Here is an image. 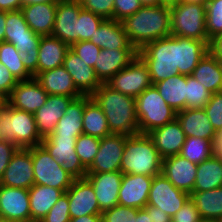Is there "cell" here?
Returning <instances> with one entry per match:
<instances>
[{"instance_id":"6da1fadb","label":"cell","mask_w":222,"mask_h":222,"mask_svg":"<svg viewBox=\"0 0 222 222\" xmlns=\"http://www.w3.org/2000/svg\"><path fill=\"white\" fill-rule=\"evenodd\" d=\"M129 42L138 51L146 44L171 35L170 8L159 5L142 6L121 21Z\"/></svg>"},{"instance_id":"7a4b0ae2","label":"cell","mask_w":222,"mask_h":222,"mask_svg":"<svg viewBox=\"0 0 222 222\" xmlns=\"http://www.w3.org/2000/svg\"><path fill=\"white\" fill-rule=\"evenodd\" d=\"M106 116L111 134H139L136 99L113 90L106 83L91 95Z\"/></svg>"},{"instance_id":"3957f363","label":"cell","mask_w":222,"mask_h":222,"mask_svg":"<svg viewBox=\"0 0 222 222\" xmlns=\"http://www.w3.org/2000/svg\"><path fill=\"white\" fill-rule=\"evenodd\" d=\"M162 161L149 135L139 133L126 138L120 171L154 177L161 174Z\"/></svg>"},{"instance_id":"277c9868","label":"cell","mask_w":222,"mask_h":222,"mask_svg":"<svg viewBox=\"0 0 222 222\" xmlns=\"http://www.w3.org/2000/svg\"><path fill=\"white\" fill-rule=\"evenodd\" d=\"M5 28V42L14 45L20 53L24 67L35 78L38 75V45L41 35L29 28L21 10L6 11Z\"/></svg>"},{"instance_id":"5b68a950","label":"cell","mask_w":222,"mask_h":222,"mask_svg":"<svg viewBox=\"0 0 222 222\" xmlns=\"http://www.w3.org/2000/svg\"><path fill=\"white\" fill-rule=\"evenodd\" d=\"M138 56L147 65L152 84L178 75V36L170 35L146 44Z\"/></svg>"},{"instance_id":"8992f818","label":"cell","mask_w":222,"mask_h":222,"mask_svg":"<svg viewBox=\"0 0 222 222\" xmlns=\"http://www.w3.org/2000/svg\"><path fill=\"white\" fill-rule=\"evenodd\" d=\"M0 128L2 138L18 148L40 145V136L34 114L11 107L6 101L0 107Z\"/></svg>"},{"instance_id":"52a82bcc","label":"cell","mask_w":222,"mask_h":222,"mask_svg":"<svg viewBox=\"0 0 222 222\" xmlns=\"http://www.w3.org/2000/svg\"><path fill=\"white\" fill-rule=\"evenodd\" d=\"M135 99L140 134H148L176 118L177 113L164 101L154 85Z\"/></svg>"},{"instance_id":"ba28073f","label":"cell","mask_w":222,"mask_h":222,"mask_svg":"<svg viewBox=\"0 0 222 222\" xmlns=\"http://www.w3.org/2000/svg\"><path fill=\"white\" fill-rule=\"evenodd\" d=\"M171 35L208 40L206 32V4L180 3L170 8Z\"/></svg>"},{"instance_id":"9c48e42d","label":"cell","mask_w":222,"mask_h":222,"mask_svg":"<svg viewBox=\"0 0 222 222\" xmlns=\"http://www.w3.org/2000/svg\"><path fill=\"white\" fill-rule=\"evenodd\" d=\"M34 184L61 189L64 192L74 178L40 144L32 147Z\"/></svg>"},{"instance_id":"30bf717a","label":"cell","mask_w":222,"mask_h":222,"mask_svg":"<svg viewBox=\"0 0 222 222\" xmlns=\"http://www.w3.org/2000/svg\"><path fill=\"white\" fill-rule=\"evenodd\" d=\"M106 84L113 90L134 98L153 85L148 67L139 56L113 75Z\"/></svg>"},{"instance_id":"8fae6325","label":"cell","mask_w":222,"mask_h":222,"mask_svg":"<svg viewBox=\"0 0 222 222\" xmlns=\"http://www.w3.org/2000/svg\"><path fill=\"white\" fill-rule=\"evenodd\" d=\"M78 137L47 136L41 145L74 178H85L87 169L75 151Z\"/></svg>"},{"instance_id":"7c38bea8","label":"cell","mask_w":222,"mask_h":222,"mask_svg":"<svg viewBox=\"0 0 222 222\" xmlns=\"http://www.w3.org/2000/svg\"><path fill=\"white\" fill-rule=\"evenodd\" d=\"M189 197L188 193L177 189L161 173L153 177L147 205L162 209L172 218Z\"/></svg>"},{"instance_id":"4fadbf2b","label":"cell","mask_w":222,"mask_h":222,"mask_svg":"<svg viewBox=\"0 0 222 222\" xmlns=\"http://www.w3.org/2000/svg\"><path fill=\"white\" fill-rule=\"evenodd\" d=\"M128 136L110 134L100 139L98 153L87 169V173H105L120 171L121 159Z\"/></svg>"},{"instance_id":"5bb4252c","label":"cell","mask_w":222,"mask_h":222,"mask_svg":"<svg viewBox=\"0 0 222 222\" xmlns=\"http://www.w3.org/2000/svg\"><path fill=\"white\" fill-rule=\"evenodd\" d=\"M0 185L24 189L34 185L32 147L16 150L0 178Z\"/></svg>"},{"instance_id":"9a60e30c","label":"cell","mask_w":222,"mask_h":222,"mask_svg":"<svg viewBox=\"0 0 222 222\" xmlns=\"http://www.w3.org/2000/svg\"><path fill=\"white\" fill-rule=\"evenodd\" d=\"M82 9L80 0H59L51 36L65 42L69 47L77 43L78 16Z\"/></svg>"},{"instance_id":"2e32d148","label":"cell","mask_w":222,"mask_h":222,"mask_svg":"<svg viewBox=\"0 0 222 222\" xmlns=\"http://www.w3.org/2000/svg\"><path fill=\"white\" fill-rule=\"evenodd\" d=\"M65 193L68 196L70 218L102 214L94 188L86 178L74 179Z\"/></svg>"},{"instance_id":"e0dca14e","label":"cell","mask_w":222,"mask_h":222,"mask_svg":"<svg viewBox=\"0 0 222 222\" xmlns=\"http://www.w3.org/2000/svg\"><path fill=\"white\" fill-rule=\"evenodd\" d=\"M48 95L33 77L29 80L18 81L5 101L15 109L34 114L45 104Z\"/></svg>"},{"instance_id":"ac0fdd59","label":"cell","mask_w":222,"mask_h":222,"mask_svg":"<svg viewBox=\"0 0 222 222\" xmlns=\"http://www.w3.org/2000/svg\"><path fill=\"white\" fill-rule=\"evenodd\" d=\"M0 216L12 221H31L29 189L0 185Z\"/></svg>"},{"instance_id":"d6986e66","label":"cell","mask_w":222,"mask_h":222,"mask_svg":"<svg viewBox=\"0 0 222 222\" xmlns=\"http://www.w3.org/2000/svg\"><path fill=\"white\" fill-rule=\"evenodd\" d=\"M198 164L193 163L182 155L163 158L161 173L179 190L193 192Z\"/></svg>"},{"instance_id":"ffe728a7","label":"cell","mask_w":222,"mask_h":222,"mask_svg":"<svg viewBox=\"0 0 222 222\" xmlns=\"http://www.w3.org/2000/svg\"><path fill=\"white\" fill-rule=\"evenodd\" d=\"M122 177L121 171L86 174L85 178L94 188L101 212L118 205Z\"/></svg>"},{"instance_id":"44dd1931","label":"cell","mask_w":222,"mask_h":222,"mask_svg":"<svg viewBox=\"0 0 222 222\" xmlns=\"http://www.w3.org/2000/svg\"><path fill=\"white\" fill-rule=\"evenodd\" d=\"M153 177L141 174H123L118 194V205L132 208H144Z\"/></svg>"},{"instance_id":"7402d4cb","label":"cell","mask_w":222,"mask_h":222,"mask_svg":"<svg viewBox=\"0 0 222 222\" xmlns=\"http://www.w3.org/2000/svg\"><path fill=\"white\" fill-rule=\"evenodd\" d=\"M74 99L76 98L48 95L45 104L34 113L37 130L42 138L54 132L57 122Z\"/></svg>"},{"instance_id":"603a6c76","label":"cell","mask_w":222,"mask_h":222,"mask_svg":"<svg viewBox=\"0 0 222 222\" xmlns=\"http://www.w3.org/2000/svg\"><path fill=\"white\" fill-rule=\"evenodd\" d=\"M63 67L71 75L75 87L83 95H92L102 84L95 69L81 60L71 49L66 52Z\"/></svg>"},{"instance_id":"cb8c5ba5","label":"cell","mask_w":222,"mask_h":222,"mask_svg":"<svg viewBox=\"0 0 222 222\" xmlns=\"http://www.w3.org/2000/svg\"><path fill=\"white\" fill-rule=\"evenodd\" d=\"M148 135L162 158L178 155L186 140V135L177 118L152 130Z\"/></svg>"},{"instance_id":"d4e9b609","label":"cell","mask_w":222,"mask_h":222,"mask_svg":"<svg viewBox=\"0 0 222 222\" xmlns=\"http://www.w3.org/2000/svg\"><path fill=\"white\" fill-rule=\"evenodd\" d=\"M137 56L136 49H102L94 66L98 79L102 83H107L113 75L128 66Z\"/></svg>"},{"instance_id":"484cf974","label":"cell","mask_w":222,"mask_h":222,"mask_svg":"<svg viewBox=\"0 0 222 222\" xmlns=\"http://www.w3.org/2000/svg\"><path fill=\"white\" fill-rule=\"evenodd\" d=\"M57 2L23 5V12L29 28L38 35L51 36L54 28Z\"/></svg>"},{"instance_id":"4316f807","label":"cell","mask_w":222,"mask_h":222,"mask_svg":"<svg viewBox=\"0 0 222 222\" xmlns=\"http://www.w3.org/2000/svg\"><path fill=\"white\" fill-rule=\"evenodd\" d=\"M35 79L49 95L79 98L83 94L75 87L71 75L61 66L40 72Z\"/></svg>"},{"instance_id":"83f0119b","label":"cell","mask_w":222,"mask_h":222,"mask_svg":"<svg viewBox=\"0 0 222 222\" xmlns=\"http://www.w3.org/2000/svg\"><path fill=\"white\" fill-rule=\"evenodd\" d=\"M208 40L178 37V71L189 76L209 52Z\"/></svg>"},{"instance_id":"f1b7e54d","label":"cell","mask_w":222,"mask_h":222,"mask_svg":"<svg viewBox=\"0 0 222 222\" xmlns=\"http://www.w3.org/2000/svg\"><path fill=\"white\" fill-rule=\"evenodd\" d=\"M176 118L186 137H199L211 141L216 133L204 108H186L178 111Z\"/></svg>"},{"instance_id":"f546056e","label":"cell","mask_w":222,"mask_h":222,"mask_svg":"<svg viewBox=\"0 0 222 222\" xmlns=\"http://www.w3.org/2000/svg\"><path fill=\"white\" fill-rule=\"evenodd\" d=\"M90 41L101 49H135L129 42L121 21L105 19Z\"/></svg>"},{"instance_id":"4dcf8cb0","label":"cell","mask_w":222,"mask_h":222,"mask_svg":"<svg viewBox=\"0 0 222 222\" xmlns=\"http://www.w3.org/2000/svg\"><path fill=\"white\" fill-rule=\"evenodd\" d=\"M70 47L53 36H41L38 45V74L63 66L66 52Z\"/></svg>"},{"instance_id":"1f68e13d","label":"cell","mask_w":222,"mask_h":222,"mask_svg":"<svg viewBox=\"0 0 222 222\" xmlns=\"http://www.w3.org/2000/svg\"><path fill=\"white\" fill-rule=\"evenodd\" d=\"M84 108L85 95L74 99L57 122L54 132L49 136L79 137L80 134H83L82 119Z\"/></svg>"},{"instance_id":"d6a6232c","label":"cell","mask_w":222,"mask_h":222,"mask_svg":"<svg viewBox=\"0 0 222 222\" xmlns=\"http://www.w3.org/2000/svg\"><path fill=\"white\" fill-rule=\"evenodd\" d=\"M64 193L61 189L34 184L29 189L31 221L43 219Z\"/></svg>"},{"instance_id":"836d02e7","label":"cell","mask_w":222,"mask_h":222,"mask_svg":"<svg viewBox=\"0 0 222 222\" xmlns=\"http://www.w3.org/2000/svg\"><path fill=\"white\" fill-rule=\"evenodd\" d=\"M191 76L212 94L222 92V62L210 52L198 63Z\"/></svg>"},{"instance_id":"e575fe53","label":"cell","mask_w":222,"mask_h":222,"mask_svg":"<svg viewBox=\"0 0 222 222\" xmlns=\"http://www.w3.org/2000/svg\"><path fill=\"white\" fill-rule=\"evenodd\" d=\"M153 85L176 113L186 109V75H174Z\"/></svg>"},{"instance_id":"d590c367","label":"cell","mask_w":222,"mask_h":222,"mask_svg":"<svg viewBox=\"0 0 222 222\" xmlns=\"http://www.w3.org/2000/svg\"><path fill=\"white\" fill-rule=\"evenodd\" d=\"M82 124L83 134L99 139L111 134L104 112L90 95H85Z\"/></svg>"},{"instance_id":"8d00e7d4","label":"cell","mask_w":222,"mask_h":222,"mask_svg":"<svg viewBox=\"0 0 222 222\" xmlns=\"http://www.w3.org/2000/svg\"><path fill=\"white\" fill-rule=\"evenodd\" d=\"M190 198L203 220L222 218V187L208 191H193Z\"/></svg>"},{"instance_id":"74e56055","label":"cell","mask_w":222,"mask_h":222,"mask_svg":"<svg viewBox=\"0 0 222 222\" xmlns=\"http://www.w3.org/2000/svg\"><path fill=\"white\" fill-rule=\"evenodd\" d=\"M222 187V160L210 157L198 164L193 191Z\"/></svg>"},{"instance_id":"f35d334b","label":"cell","mask_w":222,"mask_h":222,"mask_svg":"<svg viewBox=\"0 0 222 222\" xmlns=\"http://www.w3.org/2000/svg\"><path fill=\"white\" fill-rule=\"evenodd\" d=\"M0 62L18 81L33 78L24 67L20 53L11 43L5 41L0 43Z\"/></svg>"},{"instance_id":"ab89813d","label":"cell","mask_w":222,"mask_h":222,"mask_svg":"<svg viewBox=\"0 0 222 222\" xmlns=\"http://www.w3.org/2000/svg\"><path fill=\"white\" fill-rule=\"evenodd\" d=\"M179 154L193 163L200 164L212 157L211 141L199 137H186Z\"/></svg>"},{"instance_id":"60d3db41","label":"cell","mask_w":222,"mask_h":222,"mask_svg":"<svg viewBox=\"0 0 222 222\" xmlns=\"http://www.w3.org/2000/svg\"><path fill=\"white\" fill-rule=\"evenodd\" d=\"M212 93L191 75L187 76L186 108H204L210 100Z\"/></svg>"},{"instance_id":"b9f144b4","label":"cell","mask_w":222,"mask_h":222,"mask_svg":"<svg viewBox=\"0 0 222 222\" xmlns=\"http://www.w3.org/2000/svg\"><path fill=\"white\" fill-rule=\"evenodd\" d=\"M100 139L91 135L80 134L76 140L75 151L82 162V165L88 169L98 153Z\"/></svg>"},{"instance_id":"7bdbcfd3","label":"cell","mask_w":222,"mask_h":222,"mask_svg":"<svg viewBox=\"0 0 222 222\" xmlns=\"http://www.w3.org/2000/svg\"><path fill=\"white\" fill-rule=\"evenodd\" d=\"M206 32L209 42L222 33V0L206 2Z\"/></svg>"},{"instance_id":"ee69618b","label":"cell","mask_w":222,"mask_h":222,"mask_svg":"<svg viewBox=\"0 0 222 222\" xmlns=\"http://www.w3.org/2000/svg\"><path fill=\"white\" fill-rule=\"evenodd\" d=\"M105 19L82 9L78 16V42L90 41Z\"/></svg>"},{"instance_id":"f6af8a7d","label":"cell","mask_w":222,"mask_h":222,"mask_svg":"<svg viewBox=\"0 0 222 222\" xmlns=\"http://www.w3.org/2000/svg\"><path fill=\"white\" fill-rule=\"evenodd\" d=\"M70 49L75 53L86 65L94 68L101 48L91 41H80L70 46Z\"/></svg>"},{"instance_id":"bcb514c9","label":"cell","mask_w":222,"mask_h":222,"mask_svg":"<svg viewBox=\"0 0 222 222\" xmlns=\"http://www.w3.org/2000/svg\"><path fill=\"white\" fill-rule=\"evenodd\" d=\"M211 125L216 132L222 130V92L212 94L210 100L204 107Z\"/></svg>"},{"instance_id":"7dc6e473","label":"cell","mask_w":222,"mask_h":222,"mask_svg":"<svg viewBox=\"0 0 222 222\" xmlns=\"http://www.w3.org/2000/svg\"><path fill=\"white\" fill-rule=\"evenodd\" d=\"M137 211V208L116 205L102 212V222H133Z\"/></svg>"},{"instance_id":"c3c4849f","label":"cell","mask_w":222,"mask_h":222,"mask_svg":"<svg viewBox=\"0 0 222 222\" xmlns=\"http://www.w3.org/2000/svg\"><path fill=\"white\" fill-rule=\"evenodd\" d=\"M70 219L68 196L64 193L41 221L69 222Z\"/></svg>"},{"instance_id":"681fc988","label":"cell","mask_w":222,"mask_h":222,"mask_svg":"<svg viewBox=\"0 0 222 222\" xmlns=\"http://www.w3.org/2000/svg\"><path fill=\"white\" fill-rule=\"evenodd\" d=\"M82 8L104 19H113L114 0H80Z\"/></svg>"},{"instance_id":"f907efd6","label":"cell","mask_w":222,"mask_h":222,"mask_svg":"<svg viewBox=\"0 0 222 222\" xmlns=\"http://www.w3.org/2000/svg\"><path fill=\"white\" fill-rule=\"evenodd\" d=\"M142 6L140 0H114L113 19L122 21L124 18L133 15Z\"/></svg>"},{"instance_id":"816d5d0a","label":"cell","mask_w":222,"mask_h":222,"mask_svg":"<svg viewBox=\"0 0 222 222\" xmlns=\"http://www.w3.org/2000/svg\"><path fill=\"white\" fill-rule=\"evenodd\" d=\"M171 221L179 222H202L194 201L189 197L181 209L171 218Z\"/></svg>"},{"instance_id":"f5cc1de1","label":"cell","mask_w":222,"mask_h":222,"mask_svg":"<svg viewBox=\"0 0 222 222\" xmlns=\"http://www.w3.org/2000/svg\"><path fill=\"white\" fill-rule=\"evenodd\" d=\"M17 83L18 80L0 62V97L6 100Z\"/></svg>"},{"instance_id":"db71d44e","label":"cell","mask_w":222,"mask_h":222,"mask_svg":"<svg viewBox=\"0 0 222 222\" xmlns=\"http://www.w3.org/2000/svg\"><path fill=\"white\" fill-rule=\"evenodd\" d=\"M17 149L18 147L15 144L7 142L4 139L0 140V178Z\"/></svg>"},{"instance_id":"11a10c76","label":"cell","mask_w":222,"mask_h":222,"mask_svg":"<svg viewBox=\"0 0 222 222\" xmlns=\"http://www.w3.org/2000/svg\"><path fill=\"white\" fill-rule=\"evenodd\" d=\"M144 209L151 215L152 222H170L171 217L166 214L162 209L146 205Z\"/></svg>"},{"instance_id":"9f6ffc18","label":"cell","mask_w":222,"mask_h":222,"mask_svg":"<svg viewBox=\"0 0 222 222\" xmlns=\"http://www.w3.org/2000/svg\"><path fill=\"white\" fill-rule=\"evenodd\" d=\"M211 155L222 160V131L216 132L211 140Z\"/></svg>"},{"instance_id":"6f0895ef","label":"cell","mask_w":222,"mask_h":222,"mask_svg":"<svg viewBox=\"0 0 222 222\" xmlns=\"http://www.w3.org/2000/svg\"><path fill=\"white\" fill-rule=\"evenodd\" d=\"M209 52L222 62V33L210 40Z\"/></svg>"},{"instance_id":"680465c9","label":"cell","mask_w":222,"mask_h":222,"mask_svg":"<svg viewBox=\"0 0 222 222\" xmlns=\"http://www.w3.org/2000/svg\"><path fill=\"white\" fill-rule=\"evenodd\" d=\"M22 6V0H0V11H18Z\"/></svg>"},{"instance_id":"91938a15","label":"cell","mask_w":222,"mask_h":222,"mask_svg":"<svg viewBox=\"0 0 222 222\" xmlns=\"http://www.w3.org/2000/svg\"><path fill=\"white\" fill-rule=\"evenodd\" d=\"M69 222H102L101 215H85L78 218H71Z\"/></svg>"},{"instance_id":"94428289","label":"cell","mask_w":222,"mask_h":222,"mask_svg":"<svg viewBox=\"0 0 222 222\" xmlns=\"http://www.w3.org/2000/svg\"><path fill=\"white\" fill-rule=\"evenodd\" d=\"M133 222H152L151 215L144 208L137 211L136 217H133Z\"/></svg>"},{"instance_id":"6125c7cd","label":"cell","mask_w":222,"mask_h":222,"mask_svg":"<svg viewBox=\"0 0 222 222\" xmlns=\"http://www.w3.org/2000/svg\"><path fill=\"white\" fill-rule=\"evenodd\" d=\"M6 11H0V43L5 41Z\"/></svg>"},{"instance_id":"be15d7a7","label":"cell","mask_w":222,"mask_h":222,"mask_svg":"<svg viewBox=\"0 0 222 222\" xmlns=\"http://www.w3.org/2000/svg\"><path fill=\"white\" fill-rule=\"evenodd\" d=\"M178 3V0H158L159 6H165L168 8L174 7Z\"/></svg>"},{"instance_id":"e7e4bbea","label":"cell","mask_w":222,"mask_h":222,"mask_svg":"<svg viewBox=\"0 0 222 222\" xmlns=\"http://www.w3.org/2000/svg\"><path fill=\"white\" fill-rule=\"evenodd\" d=\"M59 0H22L23 5H31L36 3L58 2Z\"/></svg>"},{"instance_id":"03108f58","label":"cell","mask_w":222,"mask_h":222,"mask_svg":"<svg viewBox=\"0 0 222 222\" xmlns=\"http://www.w3.org/2000/svg\"><path fill=\"white\" fill-rule=\"evenodd\" d=\"M143 6L158 5V0H140Z\"/></svg>"},{"instance_id":"003e7915","label":"cell","mask_w":222,"mask_h":222,"mask_svg":"<svg viewBox=\"0 0 222 222\" xmlns=\"http://www.w3.org/2000/svg\"><path fill=\"white\" fill-rule=\"evenodd\" d=\"M208 0H178L180 3H199V4H206Z\"/></svg>"},{"instance_id":"a7ac6f4b","label":"cell","mask_w":222,"mask_h":222,"mask_svg":"<svg viewBox=\"0 0 222 222\" xmlns=\"http://www.w3.org/2000/svg\"><path fill=\"white\" fill-rule=\"evenodd\" d=\"M0 222H12V221L0 216Z\"/></svg>"},{"instance_id":"89a4df30","label":"cell","mask_w":222,"mask_h":222,"mask_svg":"<svg viewBox=\"0 0 222 222\" xmlns=\"http://www.w3.org/2000/svg\"><path fill=\"white\" fill-rule=\"evenodd\" d=\"M202 222H220V220H203Z\"/></svg>"},{"instance_id":"2644e50d","label":"cell","mask_w":222,"mask_h":222,"mask_svg":"<svg viewBox=\"0 0 222 222\" xmlns=\"http://www.w3.org/2000/svg\"><path fill=\"white\" fill-rule=\"evenodd\" d=\"M4 101H5V100L0 97V107L3 105Z\"/></svg>"},{"instance_id":"8c879c8a","label":"cell","mask_w":222,"mask_h":222,"mask_svg":"<svg viewBox=\"0 0 222 222\" xmlns=\"http://www.w3.org/2000/svg\"><path fill=\"white\" fill-rule=\"evenodd\" d=\"M1 139H3V138H2L1 128H0V140H1Z\"/></svg>"}]
</instances>
